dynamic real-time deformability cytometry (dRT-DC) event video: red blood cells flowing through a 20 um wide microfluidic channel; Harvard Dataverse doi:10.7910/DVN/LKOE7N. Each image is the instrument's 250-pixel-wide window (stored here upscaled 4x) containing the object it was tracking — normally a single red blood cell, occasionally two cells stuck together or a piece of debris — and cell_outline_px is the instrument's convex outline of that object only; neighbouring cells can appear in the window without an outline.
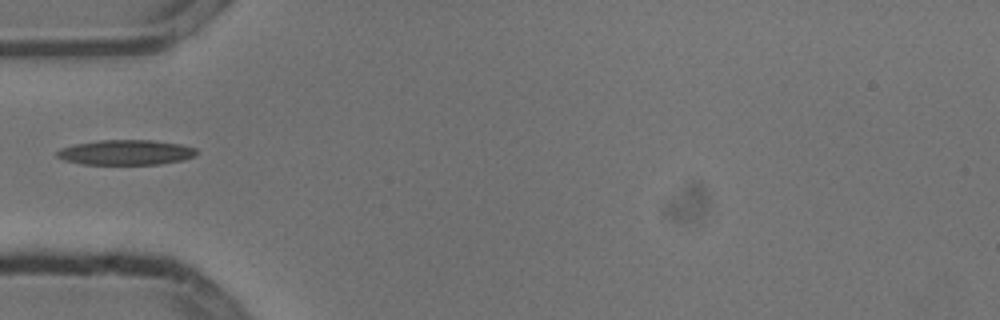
{"species": "common noctule bat (a hibernating species)", "species_latin": "Nyctalus noctula", "temperature_condition": "cold", "stored_images_in_passage": 1, "camera_frame_rate_fps": 3000, "um_per_image_px": 0.085, "animal": {"sex": "male", "body_mass_g": 13.3}, "frame": {"image": 1, "passage_image": 1, "time_ms": 0.0, "image_size_px": [1000, 320], "cell_outline_px": [[196, 156], [184, 160], [160, 164], [80, 164], [64, 160], [56, 156], [56, 152], [60, 148], [76, 144], [100, 140], [152, 140], [180, 144], [196, 148]], "centroid_in_image_um": [10.7, 12.96], "position_along_channel_um": 74.3, "area_um2": 20.4}}